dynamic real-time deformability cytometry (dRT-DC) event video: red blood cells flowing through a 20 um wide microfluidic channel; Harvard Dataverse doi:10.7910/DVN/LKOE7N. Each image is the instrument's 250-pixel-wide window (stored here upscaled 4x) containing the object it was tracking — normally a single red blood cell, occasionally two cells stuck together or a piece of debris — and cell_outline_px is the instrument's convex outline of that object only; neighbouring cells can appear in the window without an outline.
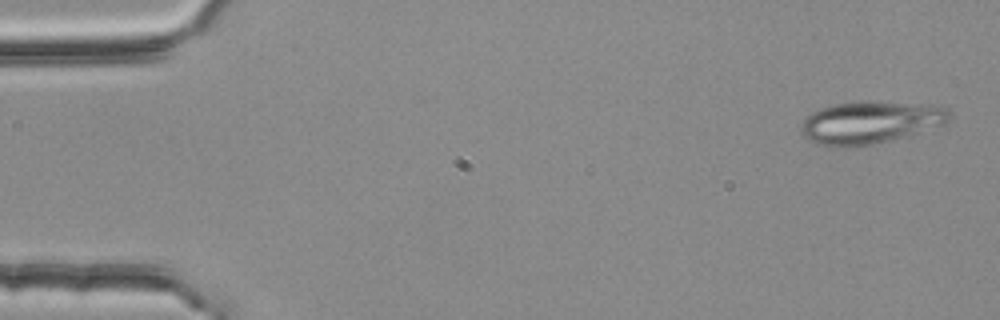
{"species": "common noctule bat (a hibernating species)", "species_latin": "Nyctalus noctula", "temperature_condition": "room temperature", "stored_images_in_passage": 4, "camera_frame_rate_fps": 3000, "um_per_image_px": 0.085, "animal": {"sex": "female", "body_mass_g": 25.1}, "frame": {"image": 1, "passage_image": 1, "time_ms": 0.0, "image_size_px": [1000, 320], "cell_outline_px": [[952, 112], [948, 120], [944, 124], [888, 140], [856, 148], [840, 148], [812, 144], [800, 132], [800, 124], [812, 112], [820, 108], [836, 104], [868, 100], [924, 104], [948, 108]], "centroid_in_image_um": [73.9, 10.41], "position_along_channel_um": 11.1, "area_um2": 36.93}}